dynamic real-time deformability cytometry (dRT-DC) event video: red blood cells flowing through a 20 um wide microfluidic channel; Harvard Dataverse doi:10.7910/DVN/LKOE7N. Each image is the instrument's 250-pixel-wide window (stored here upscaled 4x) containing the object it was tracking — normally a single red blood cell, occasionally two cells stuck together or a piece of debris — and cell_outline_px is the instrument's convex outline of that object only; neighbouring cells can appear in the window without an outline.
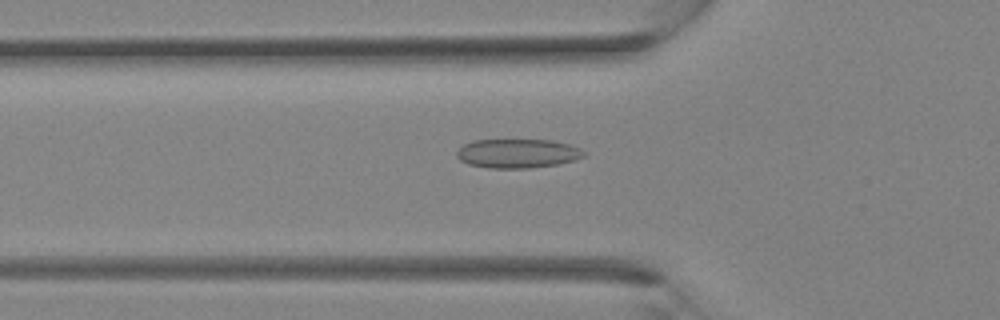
{"species": "Egyptian fruit bat (a non-hibernating species)", "species_latin": "Rousettus aegyptiacus", "temperature_condition": "room temperature", "stored_images_in_passage": 28, "camera_frame_rate_fps": 3000, "um_per_image_px": 0.085, "animal": {"sex": "female"}, "frame": {"image": 1, "passage_image": 5, "time_ms": 1.333, "image_size_px": [1000, 320], "cell_outline_px": [[584, 156], [560, 164], [532, 168], [488, 168], [468, 164], [460, 160], [456, 156], [456, 152], [464, 144], [472, 140], [552, 140], [568, 144], [580, 148], [584, 152]], "centroid_in_image_um": [43.97, 13.04], "position_along_channel_um": 81.8, "area_um2": 21.56}}
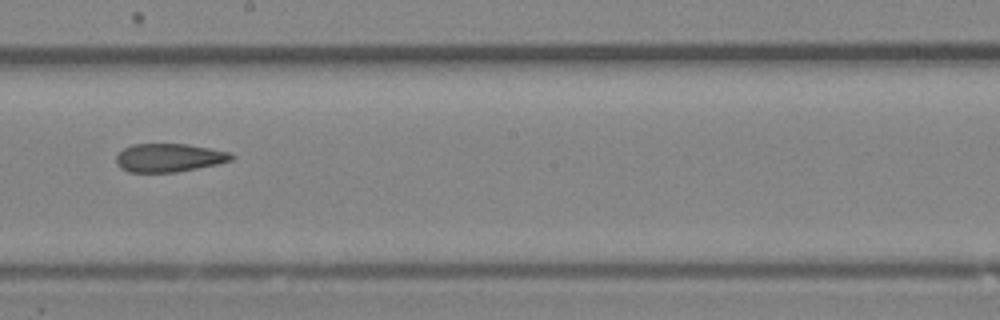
{"frame": {"image": 2, "passage_image": 13, "time_ms": 4.0, "image_size_px": [1000, 320], "cell_outline_px": [[236, 156], [232, 160], [216, 164], [176, 172], [128, 172], [120, 168], [116, 164], [116, 156], [124, 148], [132, 144], [188, 144], [232, 152]], "centroid_in_image_um": [14.38, 13.4], "position_along_channel_um": 233.8, "area_um2": 19.13}}
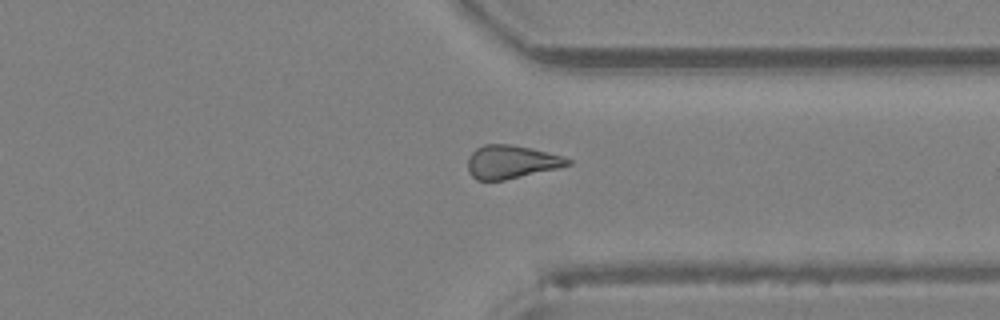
{"frame": {"image": 3, "passage_image": 20, "time_ms": 6.333, "image_size_px": [1000, 320], "cell_outline_px": [[572, 164], [556, 168], [504, 180], [476, 180], [468, 172], [468, 156], [476, 148], [484, 144], [512, 144], [532, 148], [564, 156], [572, 160]], "centroid_in_image_um": [43.45, 13.75], "position_along_channel_um": 368.0, "area_um2": 19.42}}